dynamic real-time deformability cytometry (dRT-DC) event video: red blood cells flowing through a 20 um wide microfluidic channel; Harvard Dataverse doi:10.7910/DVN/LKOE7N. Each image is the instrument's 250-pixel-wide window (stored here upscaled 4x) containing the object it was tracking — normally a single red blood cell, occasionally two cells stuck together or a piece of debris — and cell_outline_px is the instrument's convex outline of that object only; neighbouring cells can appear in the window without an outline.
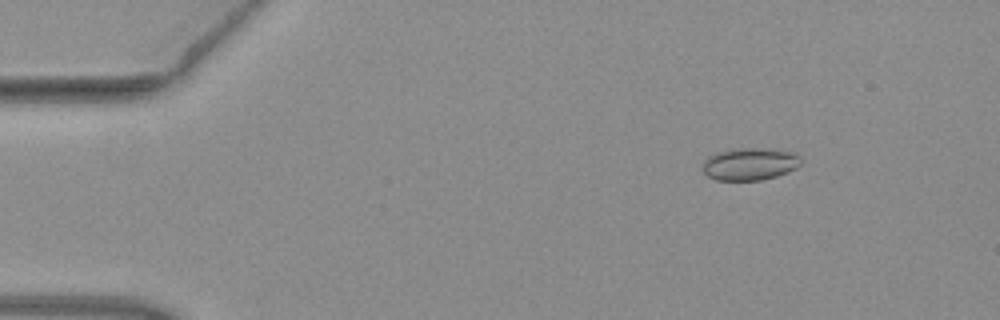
{"species": "common noctule bat (a hibernating species)", "species_latin": "Nyctalus noctula", "temperature_condition": "warm", "stored_images_in_passage": 5, "camera_frame_rate_fps": 3000, "um_per_image_px": 0.085, "animal": {"sex": "female", "body_mass_g": 19.3, "forearm_length_mm": 54.1}, "frame": {"image": 1, "passage_image": 2, "time_ms": 0.333, "image_size_px": [1000, 320], "cell_outline_px": [[800, 164], [796, 168], [788, 172], [776, 176], [760, 180], [716, 180], [708, 176], [704, 172], [704, 160], [708, 156], [720, 152], [740, 148], [772, 148], [796, 152], [800, 156]], "centroid_in_image_um": [63.79, 13.93], "position_along_channel_um": 21.2, "area_um2": 18.55}}
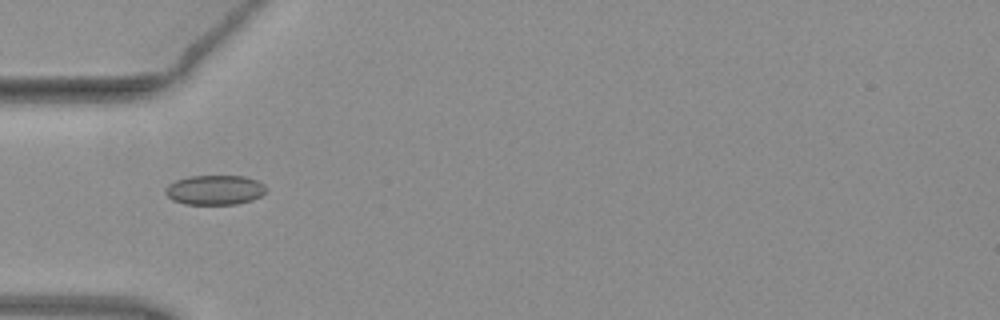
{"frame": {"image": 2, "passage_image": 4, "time_ms": 1.0, "image_size_px": [1000, 320], "cell_outline_px": [[268, 188], [260, 196], [252, 200], [236, 204], [184, 204], [172, 200], [164, 192], [164, 188], [168, 184], [176, 180], [188, 176], [244, 176], [256, 180], [264, 184]], "centroid_in_image_um": [18.24, 16.14], "position_along_channel_um": 66.8, "area_um2": 17.51}}
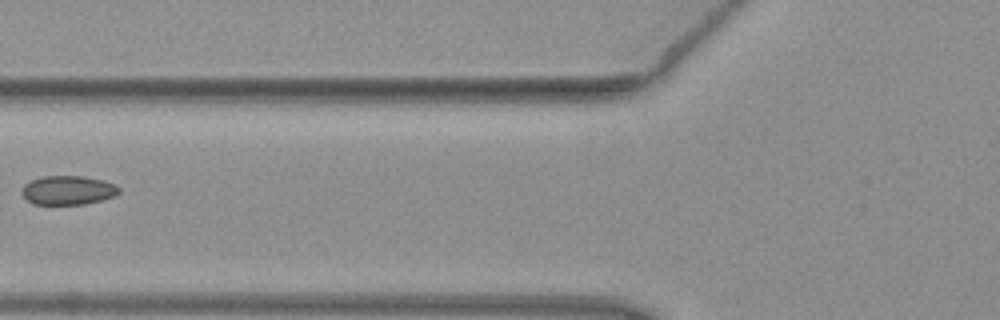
{"frame": {"image": 3, "passage_image": 5, "time_ms": 1.333, "image_size_px": [1000, 320], "cell_outline_px": [[120, 192], [112, 196], [100, 200], [84, 204], [32, 204], [20, 192], [24, 184], [40, 176], [84, 176], [104, 180], [116, 184], [120, 188]], "centroid_in_image_um": [5.77, 16.15], "position_along_channel_um": 120.0, "area_um2": 16.47}}